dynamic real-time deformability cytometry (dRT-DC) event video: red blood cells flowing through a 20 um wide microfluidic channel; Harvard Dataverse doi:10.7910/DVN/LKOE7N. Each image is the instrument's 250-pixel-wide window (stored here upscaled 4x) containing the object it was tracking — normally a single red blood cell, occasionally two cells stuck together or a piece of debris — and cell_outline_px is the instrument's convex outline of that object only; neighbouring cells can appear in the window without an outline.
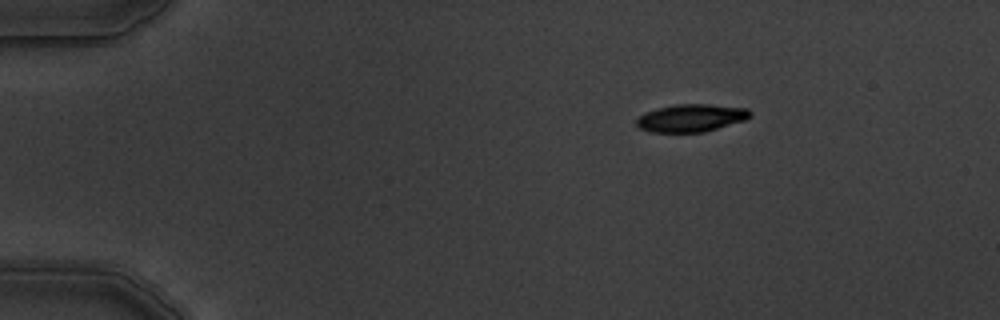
{"species": "common noctule bat (a hibernating species)", "species_latin": "Nyctalus noctula", "temperature_condition": "warm", "stored_images_in_passage": 3, "camera_frame_rate_fps": 3000, "um_per_image_px": 0.085, "animal": {"sex": "male", "body_mass_g": 19.5, "forearm_length_mm": 54.6}, "frame": {"image": 1, "passage_image": 1, "time_ms": 0.0, "image_size_px": [1000, 320], "cell_outline_px": [[752, 116], [748, 120], [704, 132], [652, 132], [640, 128], [636, 124], [636, 120], [644, 112], [676, 104], [708, 104], [748, 108], [752, 112]], "centroid_in_image_um": [58.81, 10.03], "position_along_channel_um": 26.2, "area_um2": 18.44}}